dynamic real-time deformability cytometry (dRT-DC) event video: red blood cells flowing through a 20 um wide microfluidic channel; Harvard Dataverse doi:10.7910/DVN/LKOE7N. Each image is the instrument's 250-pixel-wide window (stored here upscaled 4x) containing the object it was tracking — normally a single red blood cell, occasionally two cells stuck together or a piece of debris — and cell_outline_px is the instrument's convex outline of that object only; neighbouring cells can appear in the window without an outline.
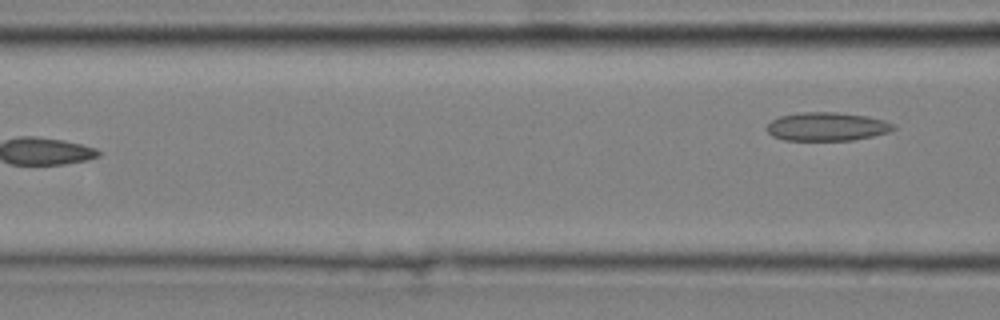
{"species": "common noctule bat (a hibernating species)", "species_latin": "Nyctalus noctula", "temperature_condition": "cold", "stored_images_in_passage": 6, "camera_frame_rate_fps": 3000, "um_per_image_px": 0.085, "animal": {"sex": "male", "body_mass_g": 20.4}, "frame": {"image": 1, "passage_image": 6, "time_ms": 1.667, "image_size_px": [1000, 320], "cell_outline_px": [[896, 128], [888, 132], [872, 136], [852, 140], [784, 140], [772, 136], [768, 132], [768, 124], [772, 120], [780, 116], [800, 112], [836, 112], [868, 116], [884, 120], [892, 124]], "centroid_in_image_um": [70.28, 10.75], "position_along_channel_um": 96.3, "area_um2": 20.92}}